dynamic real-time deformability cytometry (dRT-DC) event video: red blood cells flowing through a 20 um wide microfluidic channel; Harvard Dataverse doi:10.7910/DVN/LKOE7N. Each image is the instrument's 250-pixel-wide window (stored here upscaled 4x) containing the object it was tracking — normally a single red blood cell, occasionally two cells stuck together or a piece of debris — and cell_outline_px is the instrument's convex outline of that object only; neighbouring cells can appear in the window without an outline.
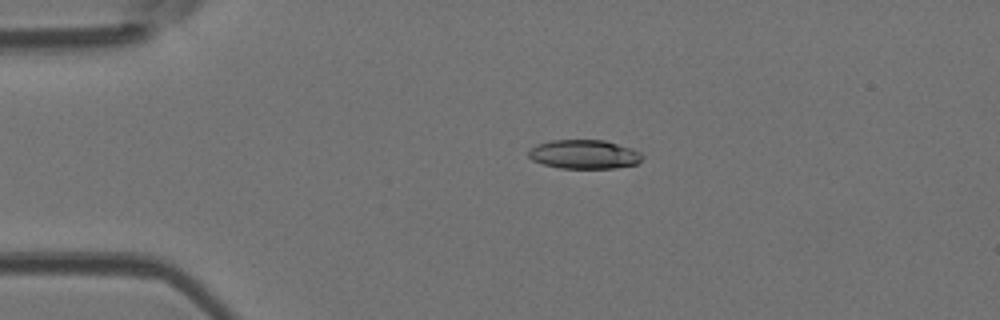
{"species": "Egyptian fruit bat (a non-hibernating species)", "species_latin": "Rousettus aegyptiacus", "temperature_condition": "room temperature", "stored_images_in_passage": 40, "camera_frame_rate_fps": 3000, "um_per_image_px": 0.085, "animal": {"sex": "female"}, "frame": {"image": 1, "passage_image": 1, "time_ms": 0.0, "image_size_px": [1000, 320], "cell_outline_px": [[644, 156], [636, 164], [616, 168], [560, 168], [544, 164], [532, 160], [528, 156], [528, 152], [536, 144], [552, 140], [604, 140], [632, 148], [640, 152]], "centroid_in_image_um": [49.66, 13.11], "position_along_channel_um": 35.3, "area_um2": 19.19}}
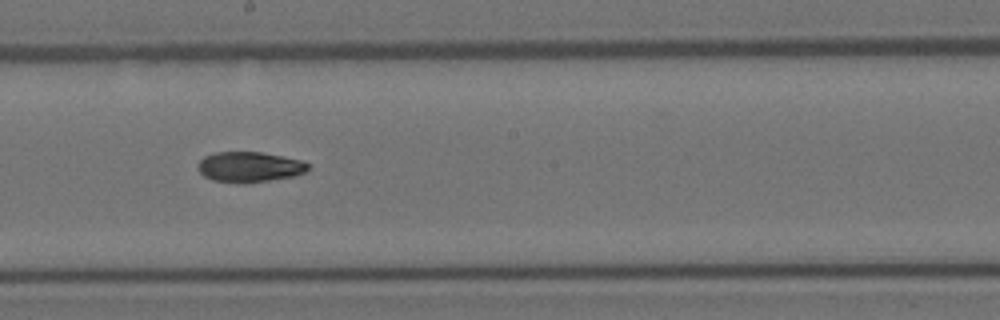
{"frame": {"image": 2, "passage_image": 18, "time_ms": 5.667, "image_size_px": [1000, 320], "cell_outline_px": [[308, 168], [304, 172], [292, 176], [268, 180], [240, 184], [212, 180], [204, 176], [196, 168], [196, 164], [204, 156], [216, 152], [260, 152], [304, 160], [308, 164]], "centroid_in_image_um": [21.15, 14.19], "position_along_channel_um": 227.1, "area_um2": 19.54}}
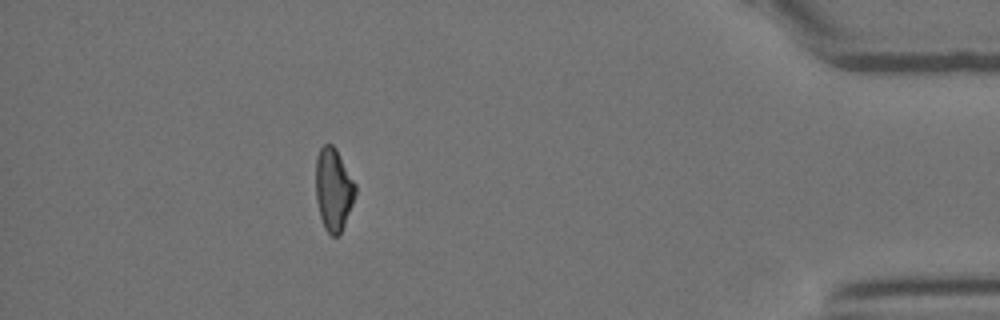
{"frame": {"image": 3, "passage_image": 35, "time_ms": 11.333, "image_size_px": [1000, 320], "cell_outline_px": [[356, 192], [352, 204], [340, 236], [332, 236], [324, 228], [320, 216], [316, 200], [316, 156], [320, 148], [324, 144], [332, 144], [336, 148], [356, 184]], "centroid_in_image_um": [28.34, 16.1], "position_along_channel_um": 406.9, "area_um2": 19.13}, "authors_computed_cell_mechanics": {"area_um2": 19.5942, "velocity_mm_per_s": 4.0763, "shape_relaxation_time_tau1_ms": null, "shape_relaxation_time_tau2_ms": 5.0548, "deformation_change_tau1": null, "deformation_change_tau2": 0.1189}}